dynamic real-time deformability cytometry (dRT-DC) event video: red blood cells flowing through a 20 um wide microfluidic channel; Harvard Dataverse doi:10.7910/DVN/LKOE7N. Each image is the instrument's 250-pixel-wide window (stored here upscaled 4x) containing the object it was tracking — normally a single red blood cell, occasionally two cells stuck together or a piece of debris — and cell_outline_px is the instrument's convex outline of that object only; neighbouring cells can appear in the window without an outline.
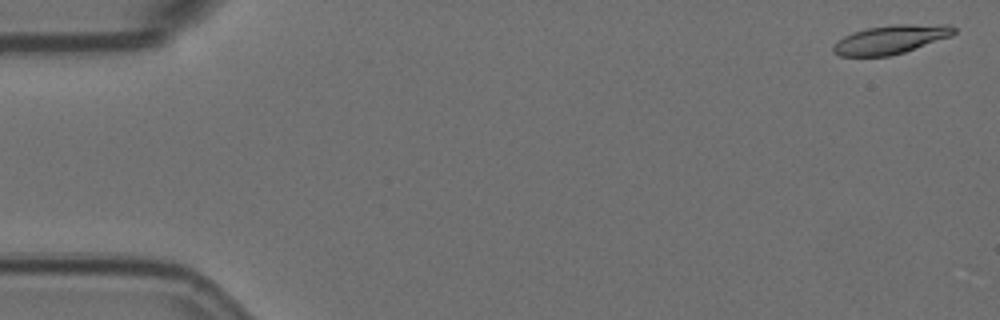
{"species": "Egyptian fruit bat (a non-hibernating species)", "species_latin": "Rousettus aegyptiacus", "temperature_condition": "room temperature", "stored_images_in_passage": 6, "segment_of_instrument_passage": [1, 2], "camera_frame_rate_fps": 3000, "um_per_image_px": 0.085, "animal": {"sex": "female"}, "frame": {"image": 1, "passage_image": 1, "time_ms": 0.0, "image_size_px": [1000, 320], "cell_outline_px": [[956, 32], [952, 36], [904, 52], [888, 56], [840, 56], [832, 52], [832, 48], [844, 36], [852, 32], [868, 28], [896, 24], [952, 24], [956, 28]], "centroid_in_image_um": [75.77, 3.34], "position_along_channel_um": 9.2, "area_um2": 20.23}}
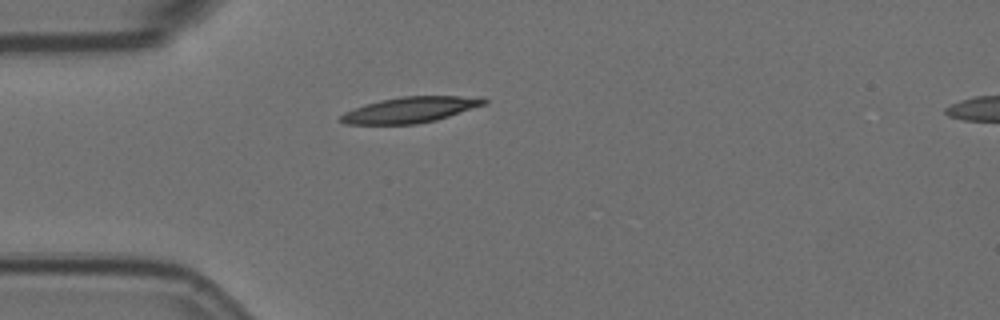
{"frame": {"image": 2, "passage_image": 5, "time_ms": 1.333, "image_size_px": [1000, 320], "cell_outline_px": [[488, 100], [484, 104], [436, 120], [416, 124], [344, 124], [340, 120], [340, 116], [344, 112], [364, 104], [380, 100], [404, 96], [484, 96]], "centroid_in_image_um": [34.87, 9.32], "position_along_channel_um": 50.1, "area_um2": 21.44}}